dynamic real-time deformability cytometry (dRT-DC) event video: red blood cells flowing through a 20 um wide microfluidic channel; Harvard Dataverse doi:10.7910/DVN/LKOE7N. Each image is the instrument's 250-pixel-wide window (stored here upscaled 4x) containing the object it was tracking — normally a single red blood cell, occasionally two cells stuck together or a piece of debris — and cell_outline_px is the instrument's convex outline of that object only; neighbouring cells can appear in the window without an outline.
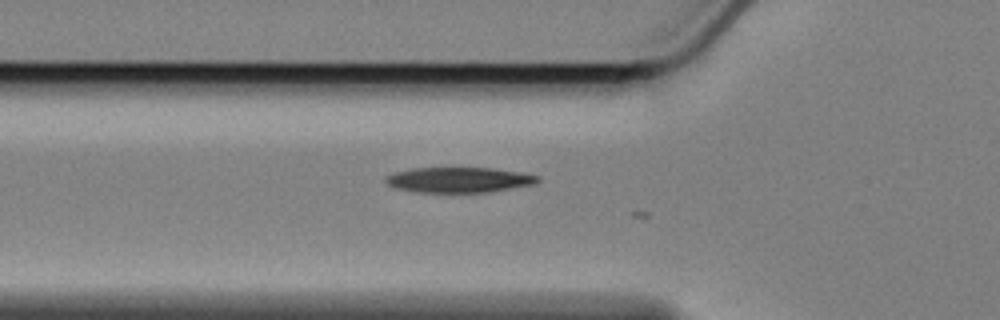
{"species": "Egyptian fruit bat (a non-hibernating species)", "species_latin": "Rousettus aegyptiacus", "temperature_condition": "cold", "stored_images_in_passage": 4, "camera_frame_rate_fps": 3000, "um_per_image_px": 0.085, "animal": {"sex": "female"}, "frame": {"image": 1, "passage_image": 3, "time_ms": 0.667, "image_size_px": [1000, 320], "cell_outline_px": [[540, 180], [532, 184], [488, 192], [416, 192], [396, 188], [388, 184], [384, 180], [388, 176], [396, 172], [412, 168], [492, 168], [540, 176]], "centroid_in_image_um": [38.98, 15.29], "position_along_channel_um": 86.8, "area_um2": 22.02}}